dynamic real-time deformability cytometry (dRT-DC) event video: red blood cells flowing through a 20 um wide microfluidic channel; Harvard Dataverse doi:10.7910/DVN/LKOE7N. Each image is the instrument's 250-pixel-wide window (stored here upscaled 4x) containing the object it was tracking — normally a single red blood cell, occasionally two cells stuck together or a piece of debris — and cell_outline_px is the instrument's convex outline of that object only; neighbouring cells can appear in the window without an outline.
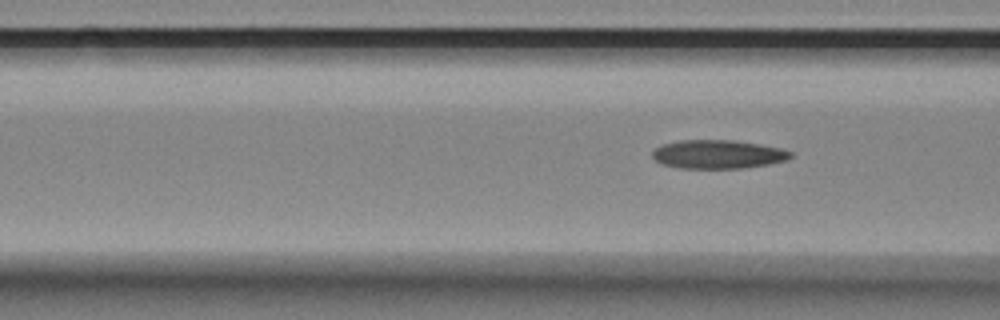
{"species": "Egyptian fruit bat (a non-hibernating species)", "species_latin": "Rousettus aegyptiacus", "temperature_condition": "room temperature", "stored_images_in_passage": 8, "segment_of_instrument_passage": [2, 2], "camera_frame_rate_fps": 3000, "um_per_image_px": 0.085, "animal": {"sex": "female"}, "frame": {"image": 1, "passage_image": 8, "time_ms": 9.0, "image_size_px": [1000, 320], "cell_outline_px": [[792, 156], [788, 160], [768, 164], [744, 168], [680, 168], [664, 164], [656, 160], [652, 156], [652, 152], [656, 148], [664, 144], [680, 140], [732, 140], [760, 144], [780, 148], [792, 152]], "centroid_in_image_um": [61.05, 13.11], "position_along_channel_um": 105.5, "area_um2": 22.95}}